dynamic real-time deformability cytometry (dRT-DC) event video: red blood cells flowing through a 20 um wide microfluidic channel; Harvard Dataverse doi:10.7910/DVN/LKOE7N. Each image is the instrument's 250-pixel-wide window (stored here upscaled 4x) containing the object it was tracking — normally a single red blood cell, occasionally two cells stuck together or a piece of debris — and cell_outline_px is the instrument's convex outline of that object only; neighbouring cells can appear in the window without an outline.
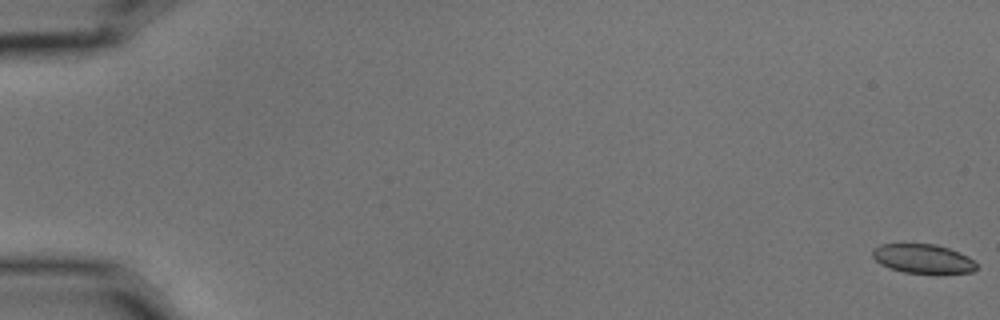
{"species": "common noctule bat (a hibernating species)", "species_latin": "Nyctalus noctula", "temperature_condition": "cold", "stored_images_in_passage": 58, "camera_frame_rate_fps": 3000, "um_per_image_px": 0.085, "animal": {"sex": "male", "body_mass_g": 15.6}, "frame": {"image": 1, "passage_image": 1, "time_ms": 0.0, "image_size_px": [1000, 320], "cell_outline_px": [[976, 268], [972, 272], [904, 272], [888, 268], [880, 264], [872, 256], [872, 248], [880, 244], [936, 244], [948, 248], [968, 256], [976, 264]], "centroid_in_image_um": [78.38, 21.97], "position_along_channel_um": 6.6, "area_um2": 17.34}}
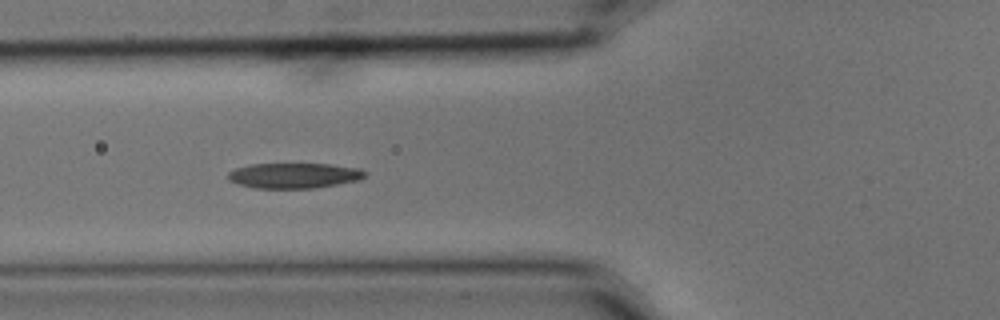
{"frame": {"image": 2, "passage_image": 23, "time_ms": 7.333, "image_size_px": [1000, 320], "cell_outline_px": [[368, 172], [360, 180], [312, 188], [256, 188], [240, 184], [228, 180], [228, 172], [236, 168], [248, 164], [332, 164], [360, 168]], "centroid_in_image_um": [25.01, 14.91], "position_along_channel_um": 100.8, "area_um2": 20.17}}
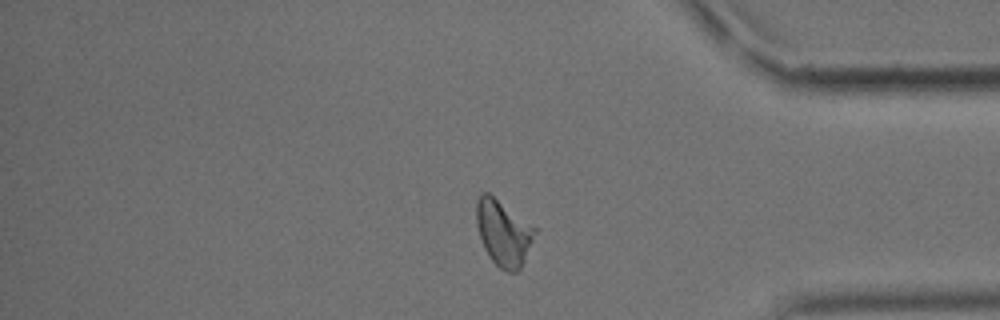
{"frame": {"image": 3, "passage_image": 49, "time_ms": 16.0, "image_size_px": [1000, 320], "cell_outline_px": [[536, 232], [524, 260], [520, 268], [516, 272], [508, 272], [500, 268], [492, 260], [484, 248], [476, 224], [476, 200], [484, 192], [488, 192], [536, 228]], "centroid_in_image_um": [42.77, 19.79], "position_along_channel_um": 392.4, "area_um2": 21.96}}